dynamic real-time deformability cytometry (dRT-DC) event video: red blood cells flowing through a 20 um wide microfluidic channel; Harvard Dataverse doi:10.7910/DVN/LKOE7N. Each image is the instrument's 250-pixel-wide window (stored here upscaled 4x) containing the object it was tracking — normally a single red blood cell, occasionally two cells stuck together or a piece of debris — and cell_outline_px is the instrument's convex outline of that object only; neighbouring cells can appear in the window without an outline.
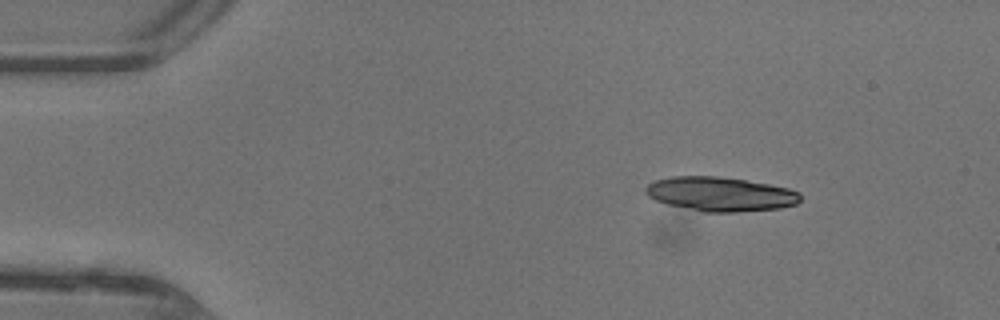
{"species": "common noctule bat (a hibernating species)", "species_latin": "Nyctalus noctula", "temperature_condition": "warm", "stored_images_in_passage": 9, "camera_frame_rate_fps": 3000, "um_per_image_px": 0.085, "animal": {"sex": "female"}, "frame": {"image": 1, "passage_image": 1, "time_ms": 0.0, "image_size_px": [1000, 320], "cell_outline_px": [[800, 200], [796, 204], [780, 208], [736, 212], [700, 212], [668, 204], [656, 200], [648, 196], [644, 192], [644, 188], [648, 184], [656, 180], [672, 176], [716, 176], [744, 180], [768, 184], [788, 188], [800, 192]], "centroid_in_image_um": [61.21, 16.5], "position_along_channel_um": 23.8, "area_um2": 30.87}}